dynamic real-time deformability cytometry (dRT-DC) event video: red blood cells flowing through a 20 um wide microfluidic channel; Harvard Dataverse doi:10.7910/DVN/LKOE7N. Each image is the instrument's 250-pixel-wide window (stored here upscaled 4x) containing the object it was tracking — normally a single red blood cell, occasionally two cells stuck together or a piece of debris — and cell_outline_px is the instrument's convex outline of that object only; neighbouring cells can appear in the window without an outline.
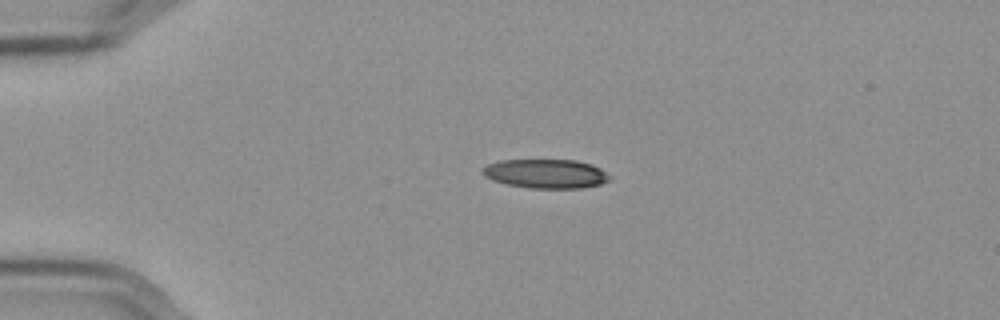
{"species": "Egyptian fruit bat (a non-hibernating species)", "species_latin": "Rousettus aegyptiacus", "temperature_condition": "cold", "stored_images_in_passage": 44, "camera_frame_rate_fps": 3000, "um_per_image_px": 0.085, "frame": {"image": 1, "passage_image": 1, "time_ms": 0.0, "image_size_px": [1000, 320], "cell_outline_px": [[612, 176], [608, 180], [600, 184], [580, 188], [532, 188], [508, 184], [492, 180], [484, 176], [480, 172], [488, 164], [500, 160], [576, 160], [592, 164], [600, 168]], "centroid_in_image_um": [46.4, 14.76], "position_along_channel_um": 38.6, "area_um2": 21.5}}
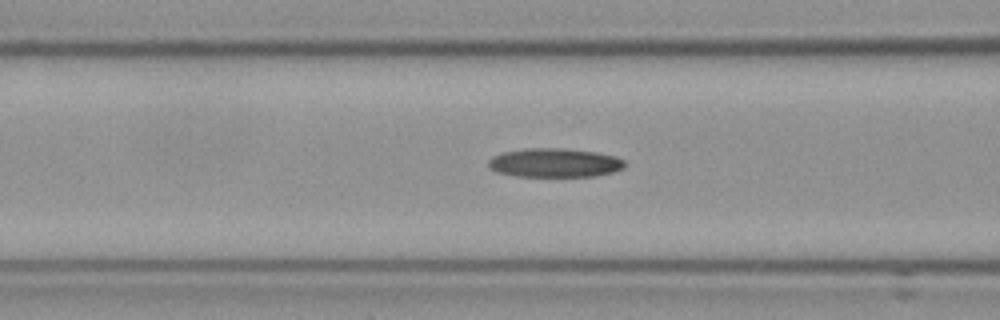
{"frame": {"image": 2, "passage_image": 11, "time_ms": 3.333, "image_size_px": [1000, 320], "cell_outline_px": [[628, 164], [624, 168], [612, 172], [596, 176], [516, 176], [496, 172], [488, 168], [488, 160], [492, 156], [504, 152], [524, 148], [560, 148], [596, 152], [616, 156], [624, 160]], "centroid_in_image_um": [47.14, 13.83], "position_along_channel_um": 119.5, "area_um2": 23.18}}
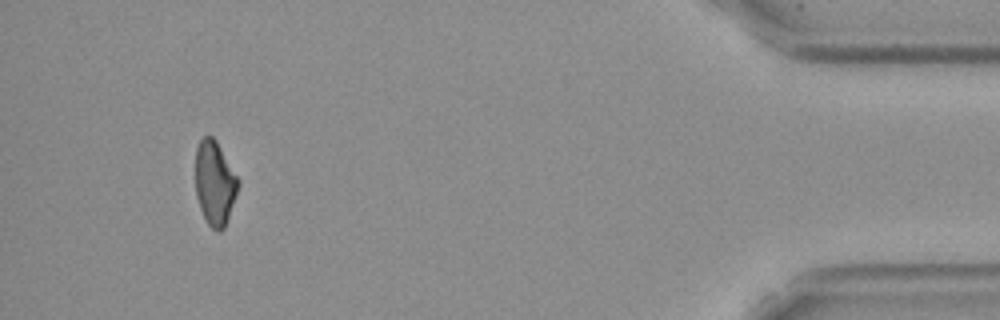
{"frame": {"image": 3, "passage_image": 41, "time_ms": 13.333, "image_size_px": [1000, 320], "cell_outline_px": [[240, 184], [228, 220], [224, 228], [220, 232], [216, 232], [208, 224], [200, 208], [196, 196], [196, 148], [200, 140], [204, 136], [212, 136], [216, 140], [240, 180]], "centroid_in_image_um": [18.27, 15.58], "position_along_channel_um": 416.9, "area_um2": 21.1}}